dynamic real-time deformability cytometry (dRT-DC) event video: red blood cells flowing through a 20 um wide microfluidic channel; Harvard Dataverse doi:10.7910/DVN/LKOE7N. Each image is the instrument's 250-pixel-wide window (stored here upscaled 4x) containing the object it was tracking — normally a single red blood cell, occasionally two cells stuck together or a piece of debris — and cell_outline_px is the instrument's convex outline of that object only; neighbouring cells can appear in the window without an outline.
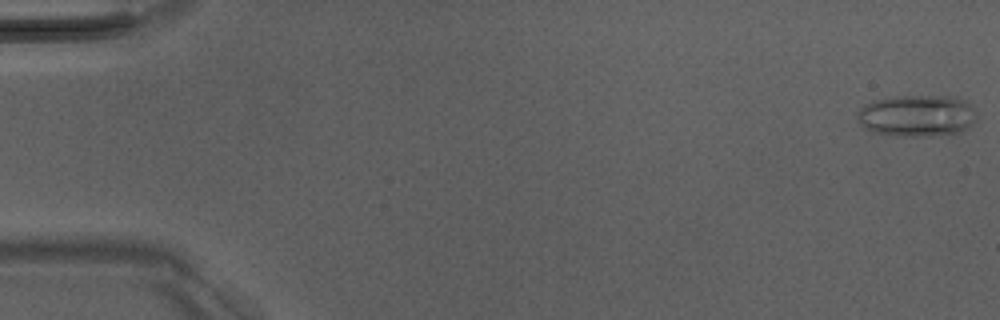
{"species": "Egyptian fruit bat (a non-hibernating species)", "species_latin": "Rousettus aegyptiacus", "temperature_condition": "room temperature", "stored_images_in_passage": 51, "camera_frame_rate_fps": 3000, "um_per_image_px": 0.085, "animal": {"sex": "male"}, "frame": {"image": 1, "passage_image": 1, "time_ms": 0.0, "image_size_px": [1000, 320], "cell_outline_px": [[976, 120], [968, 128], [960, 132], [928, 136], [892, 136], [876, 132], [864, 128], [860, 124], [856, 116], [856, 112], [864, 104], [872, 100], [896, 96], [956, 96], [964, 100], [976, 112]], "centroid_in_image_um": [77.91, 9.83], "position_along_channel_um": 7.1, "area_um2": 29.3}}
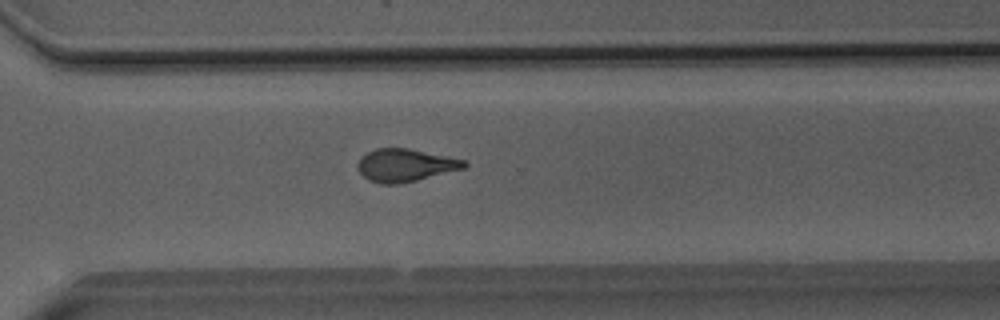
{"frame": {"image": 2, "passage_image": 37, "time_ms": 12.0, "image_size_px": [1000, 320], "cell_outline_px": [[468, 164], [464, 168], [416, 180], [396, 184], [380, 184], [368, 180], [356, 168], [356, 164], [360, 156], [376, 148], [408, 148], [468, 160]], "centroid_in_image_um": [34.42, 14.03], "position_along_channel_um": 336.2, "area_um2": 20.4}}
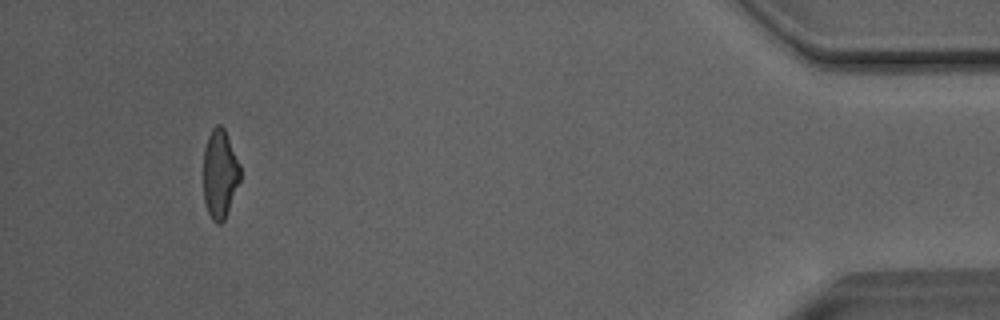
{"frame": {"image": 3, "passage_image": 48, "time_ms": 15.667, "image_size_px": [1000, 320], "cell_outline_px": [[240, 180], [224, 220], [220, 224], [216, 224], [212, 220], [208, 212], [204, 200], [204, 148], [208, 136], [212, 128], [216, 124], [220, 124], [224, 128], [240, 164]], "centroid_in_image_um": [18.68, 14.77], "position_along_channel_um": 416.5, "area_um2": 18.96}, "authors_computed_cell_mechanics": {"area_um2": 20.7502, "velocity_mm_per_s": 4.0679, "shape_relaxation_time_tau1_ms": null, "shape_relaxation_time_tau2_ms": 2.4318, "deformation_change_tau1": null, "deformation_change_tau2": 0.1193}}